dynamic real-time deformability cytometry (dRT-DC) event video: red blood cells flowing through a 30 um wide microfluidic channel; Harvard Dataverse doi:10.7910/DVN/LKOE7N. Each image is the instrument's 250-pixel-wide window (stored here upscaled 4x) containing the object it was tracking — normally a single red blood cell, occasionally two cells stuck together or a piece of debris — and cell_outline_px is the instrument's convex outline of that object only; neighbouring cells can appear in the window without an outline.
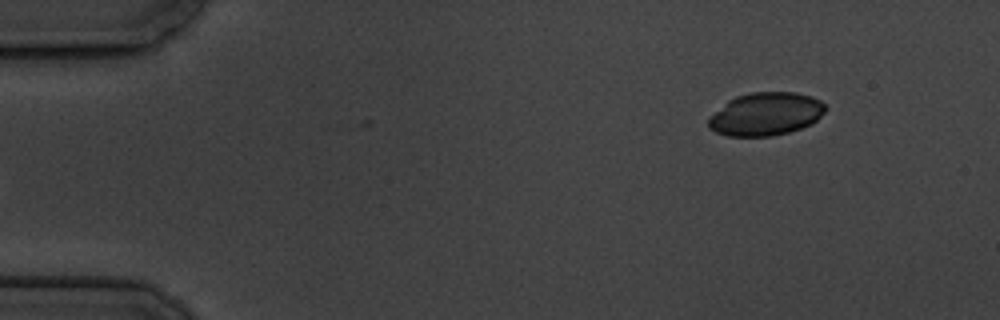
{"species": "common noctule bat (a hibernating species)", "species_latin": "Nyctalus noctula", "temperature_condition": "cold", "stored_images_in_passage": 3, "camera_frame_rate_fps": 3000, "um_per_image_px": 0.085, "animal": {"sex": "male", "body_mass_g": 19.5, "forearm_length_mm": 54.6}, "frame": {"image": 1, "passage_image": 3, "time_ms": 3.333, "image_size_px": [1000, 320], "cell_outline_px": [[828, 108], [812, 124], [788, 132], [772, 136], [728, 136], [716, 132], [708, 128], [708, 116], [728, 100], [736, 96], [752, 92], [796, 92], [812, 96], [820, 100]], "centroid_in_image_um": [65.07, 9.69], "position_along_channel_um": 19.9, "area_um2": 29.54}}